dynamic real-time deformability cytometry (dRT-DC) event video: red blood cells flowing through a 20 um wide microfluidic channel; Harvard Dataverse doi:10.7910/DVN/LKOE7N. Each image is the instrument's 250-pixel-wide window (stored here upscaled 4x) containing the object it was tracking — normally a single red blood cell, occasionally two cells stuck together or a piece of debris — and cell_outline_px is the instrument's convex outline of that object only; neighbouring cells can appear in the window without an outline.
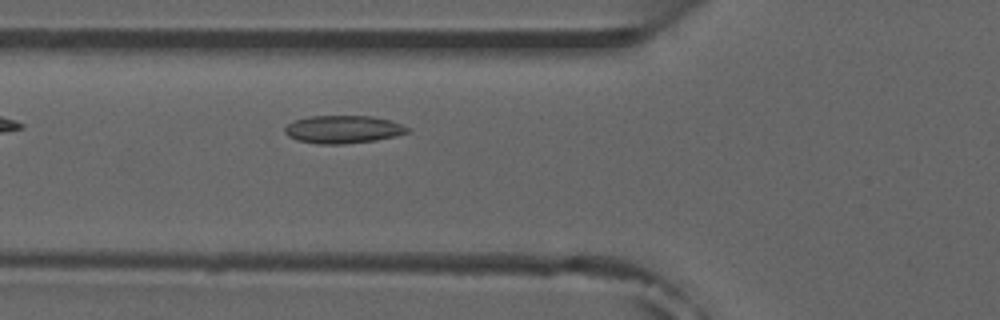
{"species": "common noctule bat (a hibernating species)", "species_latin": "Nyctalus noctula", "temperature_condition": "room temperature", "stored_images_in_passage": 4, "camera_frame_rate_fps": 3000, "um_per_image_px": 0.085, "animal": {"sex": "male", "forearm_length_mm": 52.5}, "frame": {"image": 1, "passage_image": 4, "time_ms": 4.333, "image_size_px": [1000, 320], "cell_outline_px": [[412, 128], [408, 132], [396, 136], [376, 140], [344, 144], [316, 144], [296, 140], [288, 136], [284, 132], [284, 128], [292, 120], [308, 116], [372, 116], [388, 120]], "centroid_in_image_um": [29.13, 11.0], "position_along_channel_um": 96.7, "area_um2": 20.06}}